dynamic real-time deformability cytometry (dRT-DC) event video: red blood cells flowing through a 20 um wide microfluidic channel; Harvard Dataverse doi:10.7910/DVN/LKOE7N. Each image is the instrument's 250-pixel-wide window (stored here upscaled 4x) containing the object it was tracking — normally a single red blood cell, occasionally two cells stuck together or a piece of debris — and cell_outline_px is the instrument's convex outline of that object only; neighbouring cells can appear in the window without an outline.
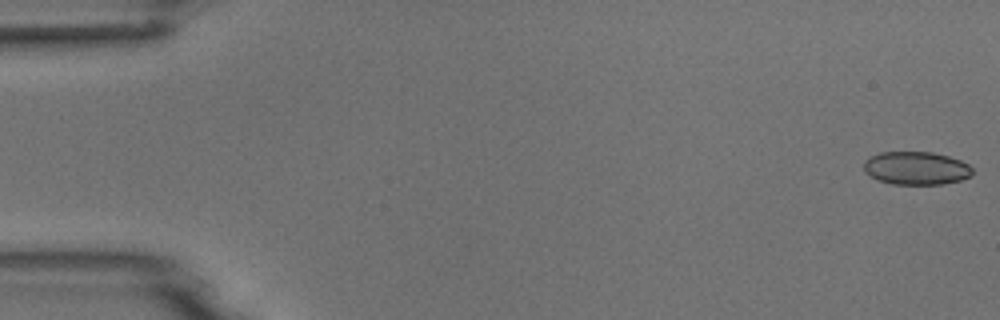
{"species": "common noctule bat (a hibernating species)", "species_latin": "Nyctalus noctula", "temperature_condition": "room temperature", "stored_images_in_passage": 5, "camera_frame_rate_fps": 3000, "um_per_image_px": 0.085, "animal": {"sex": "male", "body_mass_g": 18.8}, "frame": {"image": 1, "passage_image": 1, "time_ms": 0.0, "image_size_px": [1000, 320], "cell_outline_px": [[972, 176], [960, 180], [944, 184], [892, 184], [880, 180], [864, 172], [864, 160], [880, 152], [932, 152], [948, 156], [960, 160], [968, 164], [972, 168]], "centroid_in_image_um": [77.89, 14.29], "position_along_channel_um": 7.1, "area_um2": 20.92}}
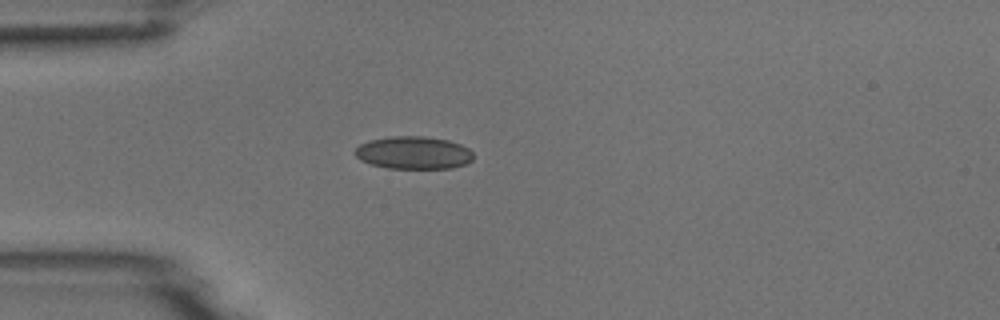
{"frame": {"image": 2, "passage_image": 4, "time_ms": 4.667, "image_size_px": [1000, 320], "cell_outline_px": [[472, 160], [464, 164], [452, 168], [388, 168], [372, 164], [360, 160], [352, 152], [360, 144], [368, 140], [388, 136], [424, 136], [448, 140], [460, 144], [468, 148], [472, 152]], "centroid_in_image_um": [35.11, 12.97], "position_along_channel_um": 49.9, "area_um2": 22.6}}